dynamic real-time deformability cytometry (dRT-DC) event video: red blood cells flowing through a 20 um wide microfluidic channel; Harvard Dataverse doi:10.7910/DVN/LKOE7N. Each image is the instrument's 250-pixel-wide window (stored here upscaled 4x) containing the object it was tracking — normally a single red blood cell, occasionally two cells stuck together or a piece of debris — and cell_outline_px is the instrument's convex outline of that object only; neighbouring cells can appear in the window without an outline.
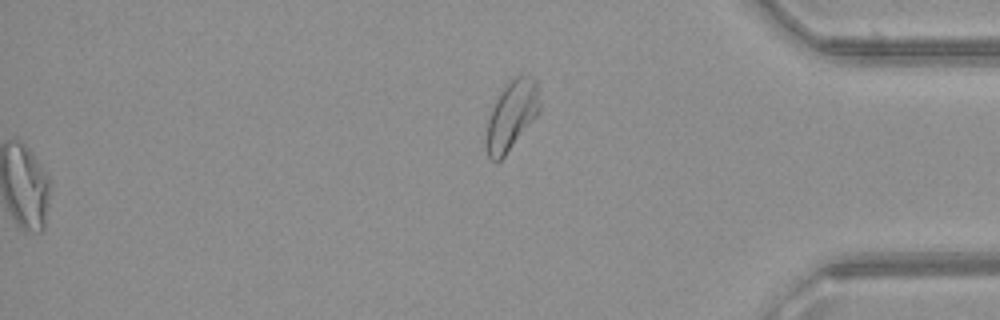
{"species": "common noctule bat (a hibernating species)", "species_latin": "Nyctalus noctula", "temperature_condition": "warm", "stored_images_in_passage": 42, "segment_of_instrument_passage": [2, 2], "camera_frame_rate_fps": 3000, "um_per_image_px": 0.085, "animal": {"sex": "female", "body_mass_g": 21.9}, "frame": {"image": 1, "passage_image": 42, "time_ms": 13.667, "image_size_px": [1000, 320], "cell_outline_px": [[540, 112], [504, 156], [496, 164], [488, 156], [484, 144], [484, 136], [488, 120], [492, 108], [504, 84], [516, 76], [524, 76], [536, 80], [540, 104]], "centroid_in_image_um": [43.45, 9.84], "position_along_channel_um": 391.8, "area_um2": 21.62}}